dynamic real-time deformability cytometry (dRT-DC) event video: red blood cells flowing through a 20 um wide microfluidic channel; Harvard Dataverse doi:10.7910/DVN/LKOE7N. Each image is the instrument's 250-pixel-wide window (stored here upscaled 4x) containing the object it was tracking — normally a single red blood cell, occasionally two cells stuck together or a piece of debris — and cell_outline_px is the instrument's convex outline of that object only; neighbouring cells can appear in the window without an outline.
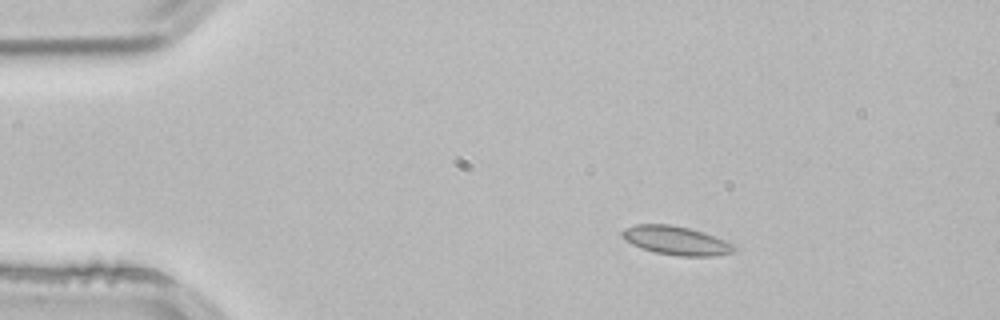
{"species": "common noctule bat (a hibernating species)", "species_latin": "Nyctalus noctula", "temperature_condition": "room temperature", "stored_images_in_passage": 4, "segment_of_instrument_passage": [1, 2], "camera_frame_rate_fps": 3000, "um_per_image_px": 0.085, "animal": {"sex": "male", "body_mass_g": 21.5, "forearm_length_mm": 52.0}, "frame": {"image": 1, "passage_image": 2, "time_ms": 0.333, "image_size_px": [1000, 320], "cell_outline_px": [[736, 252], [712, 256], [676, 256], [656, 252], [632, 244], [620, 232], [624, 228], [636, 224], [668, 224], [688, 228], [704, 232], [724, 240], [732, 244], [736, 248]], "centroid_in_image_um": [57.5, 20.44], "position_along_channel_um": 27.5, "area_um2": 18.5}}